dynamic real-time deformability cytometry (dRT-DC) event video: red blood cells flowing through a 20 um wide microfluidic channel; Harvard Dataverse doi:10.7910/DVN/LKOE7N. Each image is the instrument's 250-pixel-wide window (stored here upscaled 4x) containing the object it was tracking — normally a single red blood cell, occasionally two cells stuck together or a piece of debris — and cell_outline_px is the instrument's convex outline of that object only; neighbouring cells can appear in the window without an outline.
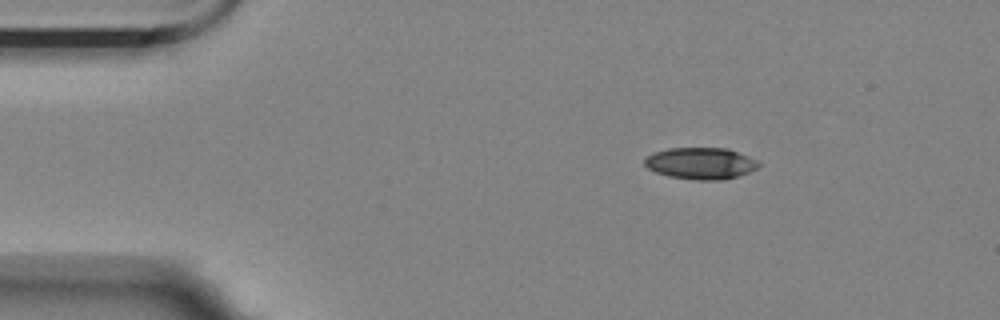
{"species": "Egyptian fruit bat (a non-hibernating species)", "species_latin": "Rousettus aegyptiacus", "temperature_condition": "room temperature", "stored_images_in_passage": 3, "camera_frame_rate_fps": 3000, "um_per_image_px": 0.085, "animal": {"sex": "female"}, "frame": {"image": 1, "passage_image": 1, "time_ms": 0.0, "image_size_px": [1000, 320], "cell_outline_px": [[760, 164], [756, 168], [748, 172], [724, 180], [696, 180], [668, 176], [656, 172], [648, 168], [644, 164], [644, 156], [652, 152], [668, 148], [728, 148], [748, 156], [756, 160]], "centroid_in_image_um": [59.51, 13.87], "position_along_channel_um": 25.5, "area_um2": 21.1}}